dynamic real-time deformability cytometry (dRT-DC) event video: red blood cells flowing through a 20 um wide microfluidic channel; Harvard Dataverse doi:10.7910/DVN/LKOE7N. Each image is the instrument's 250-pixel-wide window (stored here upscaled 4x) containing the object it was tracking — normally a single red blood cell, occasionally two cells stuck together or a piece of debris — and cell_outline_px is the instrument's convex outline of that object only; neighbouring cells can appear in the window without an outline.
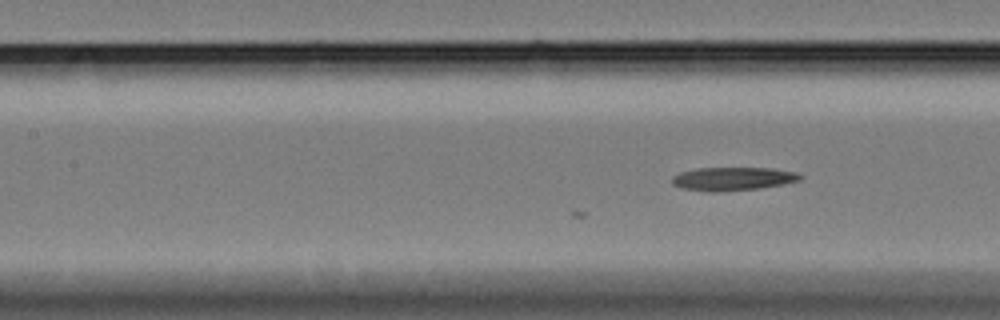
{"species": "Egyptian fruit bat (a non-hibernating species)", "species_latin": "Rousettus aegyptiacus", "temperature_condition": "cold", "stored_images_in_passage": 9, "camera_frame_rate_fps": 3000, "um_per_image_px": 0.085, "animal": {"sex": "female"}, "frame": {"image": 1, "passage_image": 9, "time_ms": 2.667, "image_size_px": [1000, 320], "cell_outline_px": [[804, 176], [800, 180], [784, 184], [760, 188], [716, 192], [708, 192], [680, 188], [672, 184], [672, 176], [680, 172], [696, 168], [772, 168], [796, 172]], "centroid_in_image_um": [62.28, 15.2], "position_along_channel_um": 145.1, "area_um2": 17.63}}